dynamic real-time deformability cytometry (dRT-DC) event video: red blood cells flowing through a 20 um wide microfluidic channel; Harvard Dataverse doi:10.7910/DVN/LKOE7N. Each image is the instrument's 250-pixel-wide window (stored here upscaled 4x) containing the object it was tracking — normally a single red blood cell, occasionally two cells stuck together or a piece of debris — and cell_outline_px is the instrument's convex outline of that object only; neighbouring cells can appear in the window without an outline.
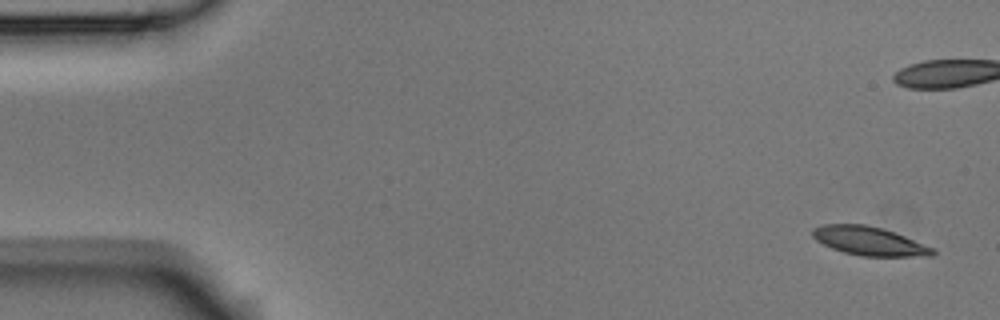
{"species": "Egyptian fruit bat (a non-hibernating species)", "species_latin": "Rousettus aegyptiacus", "temperature_condition": "room temperature", "stored_images_in_passage": 7, "segment_of_instrument_passage": [1, 2], "camera_frame_rate_fps": 3000, "um_per_image_px": 0.085, "animal": {"sex": "male"}, "frame": {"image": 1, "passage_image": 1, "time_ms": 0.0, "image_size_px": [1000, 320], "cell_outline_px": [[936, 252], [932, 256], [860, 256], [844, 252], [832, 248], [816, 240], [812, 236], [812, 228], [824, 224], [864, 224], [880, 228], [904, 236], [936, 248]], "centroid_in_image_um": [73.89, 20.49], "position_along_channel_um": 11.1, "area_um2": 20.0}}
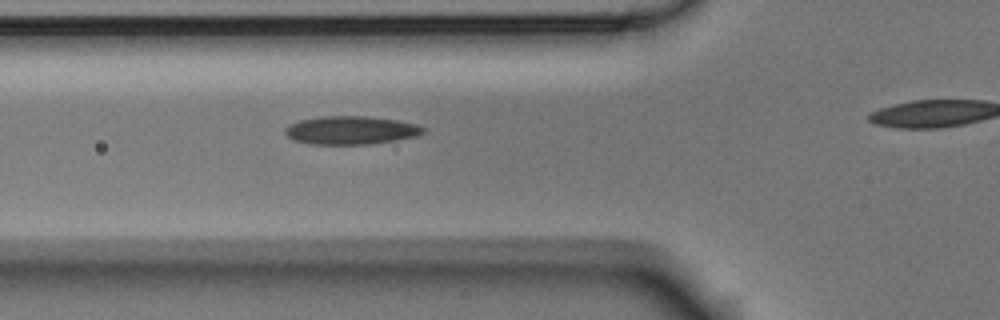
{"frame": {"image": 2, "passage_image": 6, "time_ms": 1.667, "image_size_px": [1000, 320], "cell_outline_px": [[424, 132], [416, 136], [396, 140], [368, 144], [308, 144], [292, 140], [284, 132], [284, 128], [288, 124], [300, 120], [320, 116], [364, 116], [396, 120], [416, 124], [424, 128]], "centroid_in_image_um": [29.76, 11.07], "position_along_channel_um": 96.0, "area_um2": 22.77}}